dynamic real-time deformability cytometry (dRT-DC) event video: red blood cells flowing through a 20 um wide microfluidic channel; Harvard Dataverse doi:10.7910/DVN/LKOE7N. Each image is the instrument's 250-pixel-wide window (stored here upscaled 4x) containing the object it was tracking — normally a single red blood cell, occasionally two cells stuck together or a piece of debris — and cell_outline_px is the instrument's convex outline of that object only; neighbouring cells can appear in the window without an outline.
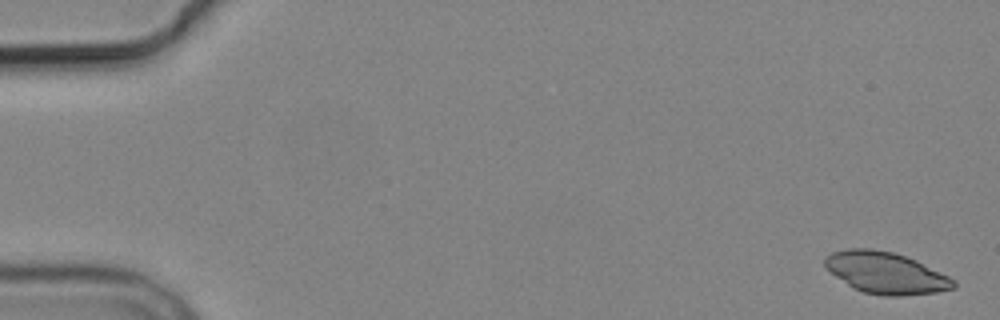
{"species": "common noctule bat (a hibernating species)", "species_latin": "Nyctalus noctula", "temperature_condition": "cold", "stored_images_in_passage": 6, "camera_frame_rate_fps": 3000, "um_per_image_px": 0.085, "animal": {"sex": "male", "body_mass_g": 19.2, "forearm_length_mm": 51.8}, "frame": {"image": 1, "passage_image": 1, "time_ms": 0.0, "image_size_px": [1000, 320], "cell_outline_px": [[956, 288], [936, 292], [900, 296], [884, 296], [864, 292], [852, 288], [824, 268], [824, 256], [832, 252], [848, 248], [872, 248], [892, 252], [916, 260], [956, 280]], "centroid_in_image_um": [75.26, 23.19], "position_along_channel_um": 9.7, "area_um2": 31.33}}
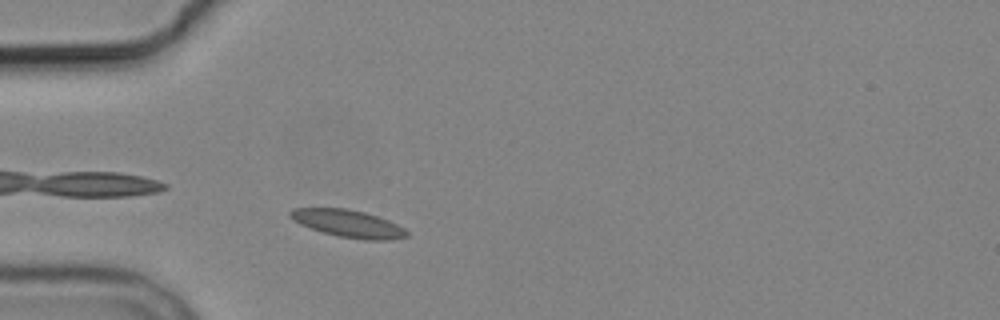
{"frame": {"image": 2, "passage_image": 6, "time_ms": 6.0, "image_size_px": [1000, 320], "cell_outline_px": [[408, 236], [392, 240], [364, 240], [336, 236], [300, 224], [292, 220], [288, 216], [288, 212], [292, 208], [348, 208], [364, 212], [388, 220], [404, 228], [408, 232]], "centroid_in_image_um": [29.58, 19.0], "position_along_channel_um": 55.4, "area_um2": 18.67}}